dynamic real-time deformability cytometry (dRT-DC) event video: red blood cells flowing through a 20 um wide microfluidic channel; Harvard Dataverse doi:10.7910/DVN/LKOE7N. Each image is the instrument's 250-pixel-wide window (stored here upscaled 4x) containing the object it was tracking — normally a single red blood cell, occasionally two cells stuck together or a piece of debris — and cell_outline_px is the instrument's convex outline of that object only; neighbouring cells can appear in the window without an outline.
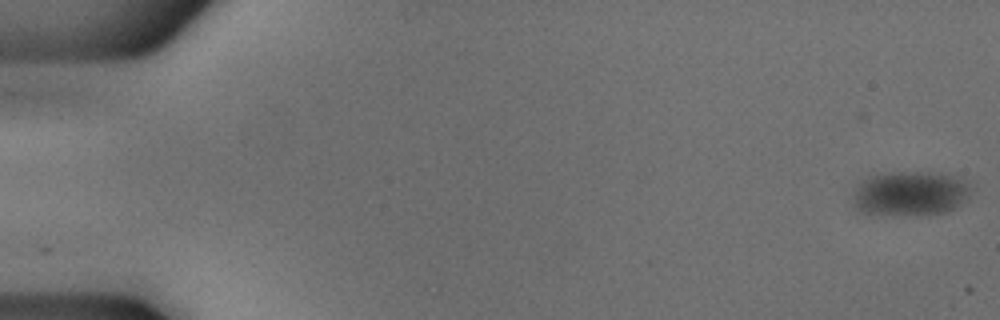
{"species": "common noctule bat (a hibernating species)", "species_latin": "Nyctalus noctula", "temperature_condition": "cold", "stored_images_in_passage": 54, "camera_frame_rate_fps": 3000, "um_per_image_px": 0.085, "animal": {"sex": "male", "body_mass_g": 18.8}, "frame": {"image": 1, "passage_image": 1, "time_ms": 0.0, "image_size_px": [1000, 320], "cell_outline_px": [[976, 188], [968, 200], [956, 208], [948, 212], [928, 216], [872, 216], [860, 212], [852, 204], [852, 200], [856, 188], [868, 176], [888, 172], [940, 172], [956, 176], [964, 180]], "centroid_in_image_um": [77.43, 16.49], "position_along_channel_um": 7.6, "area_um2": 32.43}}
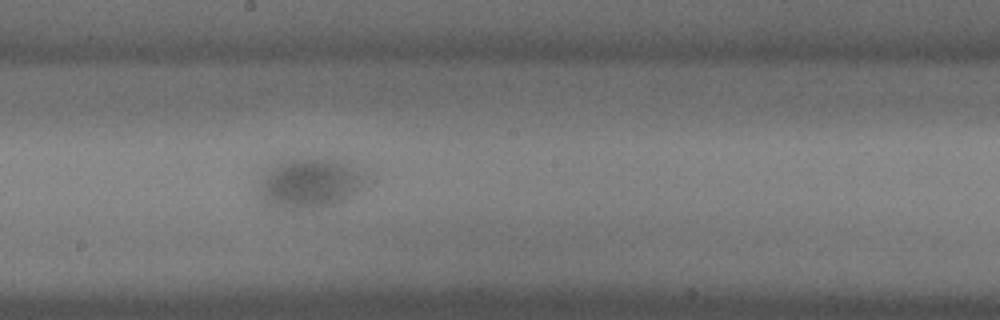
{"frame": {"image": 2, "passage_image": 30, "time_ms": 9.667, "image_size_px": [1000, 320], "cell_outline_px": [[368, 172], [364, 188], [344, 200], [320, 208], [264, 208], [256, 204], [256, 180], [264, 168], [268, 164], [288, 156], [324, 156], [352, 160]], "centroid_in_image_um": [26.22, 15.48], "position_along_channel_um": 222.0, "area_um2": 34.97}}
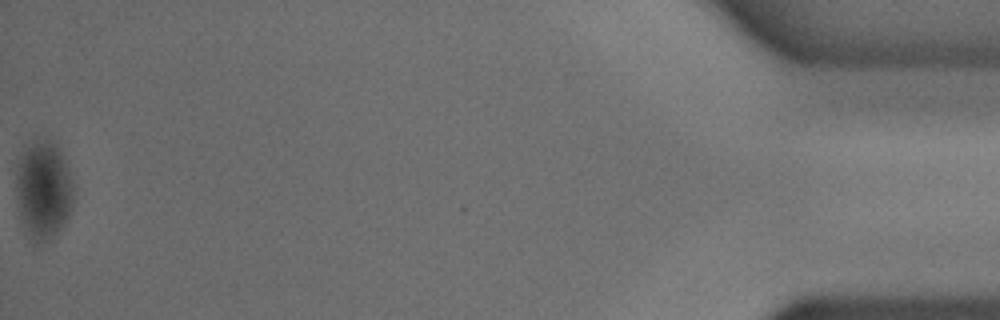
{"frame": {"image": 3, "passage_image": 54, "time_ms": 17.667, "image_size_px": [1000, 320], "cell_outline_px": [[72, 208], [64, 224], [56, 236], [52, 240], [36, 248], [20, 216], [16, 196], [16, 160], [24, 144], [36, 136], [56, 140], [68, 168], [72, 184]], "centroid_in_image_um": [3.66, 16.08], "position_along_channel_um": 431.5, "area_um2": 34.33}}